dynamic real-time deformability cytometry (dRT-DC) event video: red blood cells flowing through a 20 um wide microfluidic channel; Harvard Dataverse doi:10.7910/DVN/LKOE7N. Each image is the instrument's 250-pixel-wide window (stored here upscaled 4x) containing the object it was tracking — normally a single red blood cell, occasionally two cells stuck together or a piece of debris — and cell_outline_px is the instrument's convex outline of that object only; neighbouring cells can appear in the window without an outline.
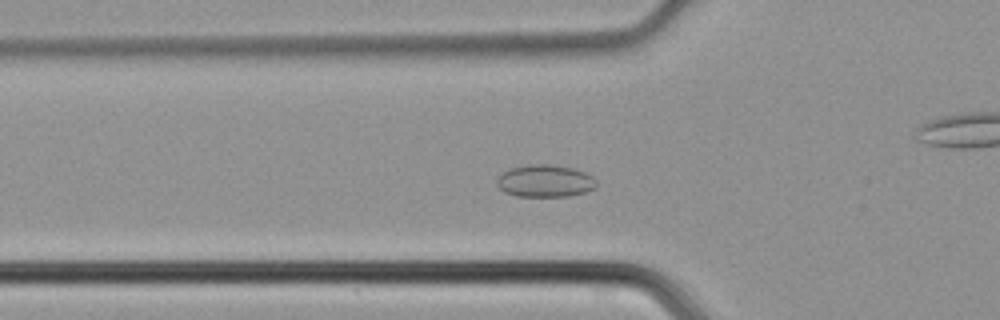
{"species": "common noctule bat (a hibernating species)", "species_latin": "Nyctalus noctula", "temperature_condition": "cold", "stored_images_in_passage": 45, "camera_frame_rate_fps": 3000, "um_per_image_px": 0.085, "animal": {"sex": "male", "body_mass_g": 21.5, "forearm_length_mm": 52.0}, "frame": {"image": 1, "passage_image": 13, "time_ms": 4.0, "image_size_px": [1000, 320], "cell_outline_px": [[596, 188], [584, 192], [568, 196], [516, 196], [504, 192], [496, 184], [496, 180], [504, 172], [512, 168], [528, 164], [552, 164], [572, 168], [584, 172], [592, 176], [596, 180]], "centroid_in_image_um": [46.33, 15.38], "position_along_channel_um": 79.5, "area_um2": 18.67}}
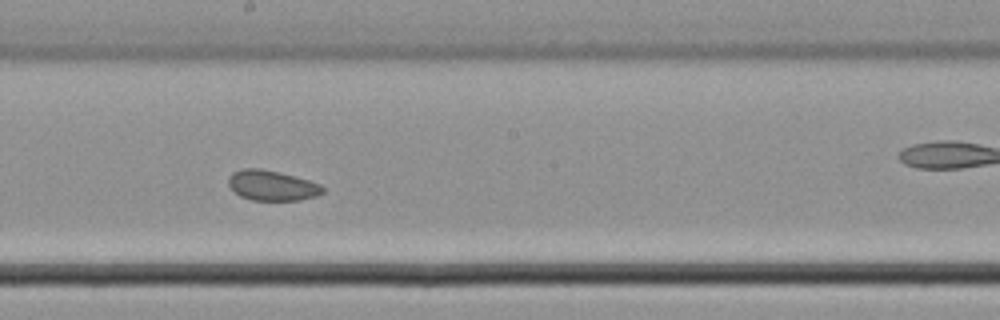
{"frame": {"image": 2, "passage_image": 23, "time_ms": 7.333, "image_size_px": [1000, 320], "cell_outline_px": [[324, 192], [316, 196], [300, 200], [252, 200], [240, 196], [232, 192], [228, 184], [228, 176], [232, 172], [244, 168], [260, 168], [280, 172], [308, 180], [320, 184], [324, 188]], "centroid_in_image_um": [23.08, 15.76], "position_along_channel_um": 225.1, "area_um2": 16.76}}
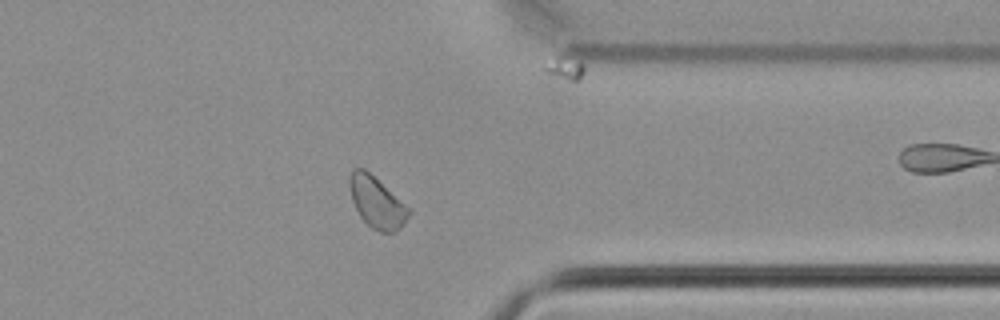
{"frame": {"image": 3, "passage_image": 34, "time_ms": 11.0, "image_size_px": [1000, 320], "cell_outline_px": [[412, 212], [400, 228], [396, 232], [380, 232], [372, 228], [360, 216], [352, 200], [348, 184], [348, 180], [352, 172], [356, 168], [364, 168], [412, 208]], "centroid_in_image_um": [32.06, 17.2], "position_along_channel_um": 379.3, "area_um2": 17.74}}